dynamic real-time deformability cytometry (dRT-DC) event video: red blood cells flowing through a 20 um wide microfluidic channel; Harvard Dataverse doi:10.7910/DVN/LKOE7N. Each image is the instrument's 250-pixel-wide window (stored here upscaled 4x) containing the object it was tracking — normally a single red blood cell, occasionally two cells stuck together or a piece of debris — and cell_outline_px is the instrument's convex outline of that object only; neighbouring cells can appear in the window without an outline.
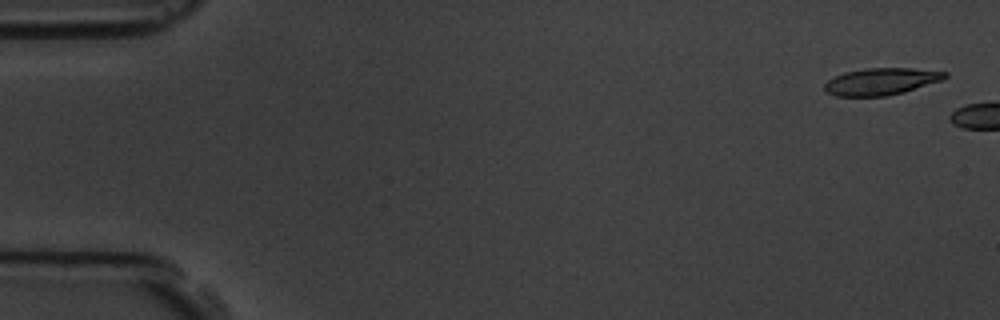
{"species": "common noctule bat (a hibernating species)", "species_latin": "Nyctalus noctula", "temperature_condition": "room temperature", "stored_images_in_passage": 2, "camera_frame_rate_fps": 3000, "um_per_image_px": 0.085, "animal": {"sex": "male", "body_mass_g": 19.5, "forearm_length_mm": 54.6}, "frame": {"image": 1, "passage_image": 1, "time_ms": 0.0, "image_size_px": [1000, 320], "cell_outline_px": [[948, 76], [944, 80], [904, 92], [884, 96], [836, 96], [828, 92], [824, 88], [824, 84], [828, 80], [844, 72], [868, 68], [912, 68], [948, 72]], "centroid_in_image_um": [74.94, 6.92], "position_along_channel_um": 10.1, "area_um2": 18.9}}